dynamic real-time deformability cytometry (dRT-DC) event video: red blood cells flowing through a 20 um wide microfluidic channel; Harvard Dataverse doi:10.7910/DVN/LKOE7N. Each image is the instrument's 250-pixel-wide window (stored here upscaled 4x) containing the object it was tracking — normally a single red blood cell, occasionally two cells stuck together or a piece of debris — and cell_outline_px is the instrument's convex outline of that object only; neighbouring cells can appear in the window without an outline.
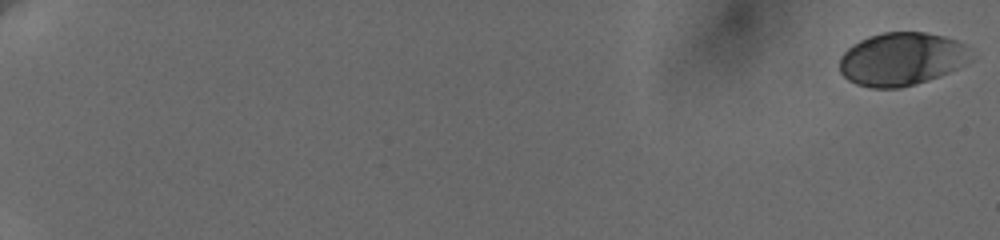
{"species": "human", "species_latin": "Homo sapiens", "temperature_condition": "cold", "stored_images_in_passage": 22, "camera_frame_rate_fps": 3000, "um_per_image_px": 0.085, "donor": {"sex": "female"}, "frame": {"image": 1, "passage_image": 1, "time_ms": 0.0, "image_size_px": [1000, 240], "cell_outline_px": [[972, 60], [948, 72], [928, 80], [900, 88], [872, 88], [856, 84], [848, 80], [840, 72], [840, 56], [852, 44], [868, 36], [884, 32], [924, 32], [944, 36], [956, 40], [964, 44]], "centroid_in_image_um": [76.6, 5.01], "position_along_channel_um": 8.4, "area_um2": 40.52}}
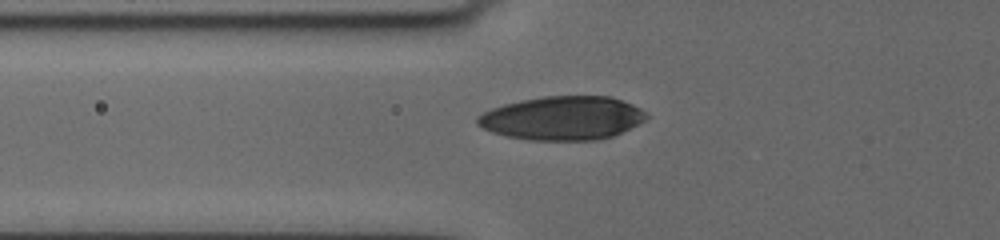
{"frame": {"image": 2, "passage_image": 19, "time_ms": 8.333, "image_size_px": [1000, 240], "cell_outline_px": [[648, 116], [644, 120], [612, 136], [596, 140], [528, 140], [508, 136], [492, 132], [476, 124], [476, 116], [492, 108], [504, 104], [520, 100], [544, 96], [612, 96], [632, 104], [648, 112]], "centroid_in_image_um": [47.79, 10.03], "position_along_channel_um": 78.0, "area_um2": 42.95}}
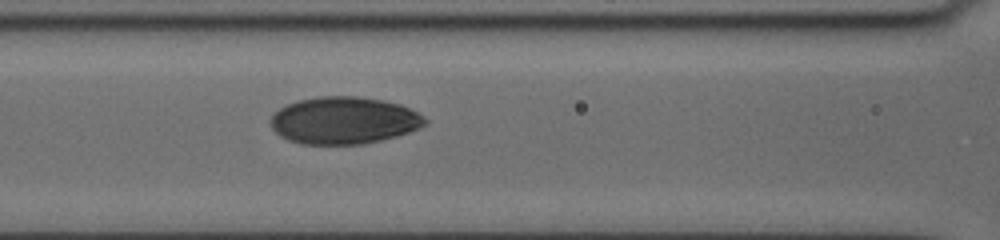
{"frame": {"image": 3, "passage_image": 22, "time_ms": 10.0, "image_size_px": [1000, 240], "cell_outline_px": [[428, 124], [420, 128], [396, 136], [364, 144], [300, 144], [288, 140], [280, 136], [272, 128], [268, 120], [280, 108], [296, 100], [316, 96], [356, 96], [384, 100], [400, 104], [424, 116], [428, 120]], "centroid_in_image_um": [29.22, 10.23], "position_along_channel_um": 137.4, "area_um2": 42.71}}